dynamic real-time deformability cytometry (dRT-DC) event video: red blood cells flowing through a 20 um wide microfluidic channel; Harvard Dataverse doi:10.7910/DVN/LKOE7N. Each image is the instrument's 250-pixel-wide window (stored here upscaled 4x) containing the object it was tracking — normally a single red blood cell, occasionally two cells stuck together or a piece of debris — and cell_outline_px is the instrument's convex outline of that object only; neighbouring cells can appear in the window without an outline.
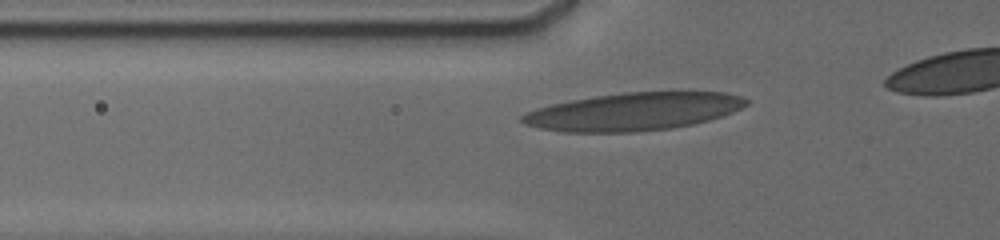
{"species": "human", "species_latin": "Homo sapiens", "temperature_condition": "cold", "stored_images_in_passage": 9, "camera_frame_rate_fps": 3000, "um_per_image_px": 0.085, "donor": {"sex": "male"}, "frame": {"image": 1, "passage_image": 6, "time_ms": 2.0, "image_size_px": [1000, 240], "cell_outline_px": [[748, 104], [732, 112], [708, 120], [692, 124], [672, 128], [632, 132], [564, 132], [540, 128], [524, 124], [520, 120], [520, 116], [524, 112], [536, 108], [552, 104], [572, 100], [596, 96], [624, 92], [724, 92], [740, 96], [748, 100]], "centroid_in_image_um": [53.81, 9.49], "position_along_channel_um": 72.0, "area_um2": 49.13}}
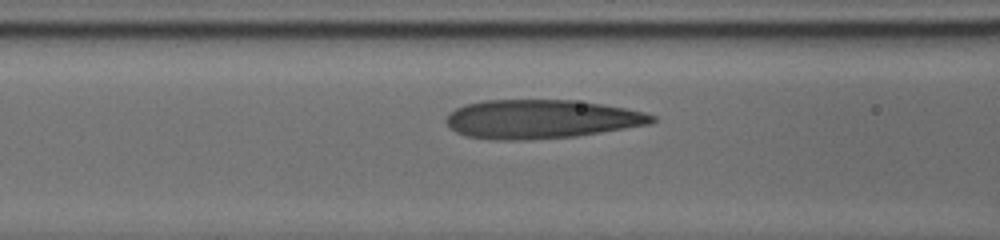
{"frame": {"image": 2, "passage_image": 9, "time_ms": 3.333, "image_size_px": [1000, 240], "cell_outline_px": [[656, 120], [652, 124], [576, 136], [528, 140], [496, 140], [464, 136], [456, 132], [444, 120], [448, 112], [464, 104], [484, 100], [572, 100], [600, 104], [624, 108], [644, 112], [656, 116]], "centroid_in_image_um": [45.96, 10.13], "position_along_channel_um": 120.6, "area_um2": 46.76}}